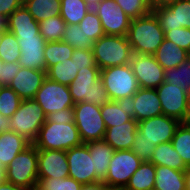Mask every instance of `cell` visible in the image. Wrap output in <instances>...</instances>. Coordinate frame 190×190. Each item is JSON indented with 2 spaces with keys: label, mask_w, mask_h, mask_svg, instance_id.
<instances>
[{
  "label": "cell",
  "mask_w": 190,
  "mask_h": 190,
  "mask_svg": "<svg viewBox=\"0 0 190 190\" xmlns=\"http://www.w3.org/2000/svg\"><path fill=\"white\" fill-rule=\"evenodd\" d=\"M127 38L133 54L146 55H154L165 39L164 31L152 11L131 20Z\"/></svg>",
  "instance_id": "obj_1"
},
{
  "label": "cell",
  "mask_w": 190,
  "mask_h": 190,
  "mask_svg": "<svg viewBox=\"0 0 190 190\" xmlns=\"http://www.w3.org/2000/svg\"><path fill=\"white\" fill-rule=\"evenodd\" d=\"M74 103L86 102L103 106L110 101L107 90L100 79L99 67H87L68 86Z\"/></svg>",
  "instance_id": "obj_2"
},
{
  "label": "cell",
  "mask_w": 190,
  "mask_h": 190,
  "mask_svg": "<svg viewBox=\"0 0 190 190\" xmlns=\"http://www.w3.org/2000/svg\"><path fill=\"white\" fill-rule=\"evenodd\" d=\"M32 144L37 149L67 151L83 141L75 123L56 124L46 119Z\"/></svg>",
  "instance_id": "obj_3"
},
{
  "label": "cell",
  "mask_w": 190,
  "mask_h": 190,
  "mask_svg": "<svg viewBox=\"0 0 190 190\" xmlns=\"http://www.w3.org/2000/svg\"><path fill=\"white\" fill-rule=\"evenodd\" d=\"M92 51L100 70L129 64L133 56L127 36L103 35L94 42Z\"/></svg>",
  "instance_id": "obj_4"
},
{
  "label": "cell",
  "mask_w": 190,
  "mask_h": 190,
  "mask_svg": "<svg viewBox=\"0 0 190 190\" xmlns=\"http://www.w3.org/2000/svg\"><path fill=\"white\" fill-rule=\"evenodd\" d=\"M6 181L30 190L38 183V149L30 144L6 167Z\"/></svg>",
  "instance_id": "obj_5"
},
{
  "label": "cell",
  "mask_w": 190,
  "mask_h": 190,
  "mask_svg": "<svg viewBox=\"0 0 190 190\" xmlns=\"http://www.w3.org/2000/svg\"><path fill=\"white\" fill-rule=\"evenodd\" d=\"M100 79L114 101L130 99L140 88L130 63L100 70Z\"/></svg>",
  "instance_id": "obj_6"
},
{
  "label": "cell",
  "mask_w": 190,
  "mask_h": 190,
  "mask_svg": "<svg viewBox=\"0 0 190 190\" xmlns=\"http://www.w3.org/2000/svg\"><path fill=\"white\" fill-rule=\"evenodd\" d=\"M45 122L46 115L36 101L22 100L18 110L10 118L9 129L32 144Z\"/></svg>",
  "instance_id": "obj_7"
},
{
  "label": "cell",
  "mask_w": 190,
  "mask_h": 190,
  "mask_svg": "<svg viewBox=\"0 0 190 190\" xmlns=\"http://www.w3.org/2000/svg\"><path fill=\"white\" fill-rule=\"evenodd\" d=\"M74 123L83 143L102 140L106 126L101 116V107L92 103L78 102L73 106Z\"/></svg>",
  "instance_id": "obj_8"
},
{
  "label": "cell",
  "mask_w": 190,
  "mask_h": 190,
  "mask_svg": "<svg viewBox=\"0 0 190 190\" xmlns=\"http://www.w3.org/2000/svg\"><path fill=\"white\" fill-rule=\"evenodd\" d=\"M33 100L41 106L46 117L51 113L73 108L75 104L67 85L60 84L47 77Z\"/></svg>",
  "instance_id": "obj_9"
},
{
  "label": "cell",
  "mask_w": 190,
  "mask_h": 190,
  "mask_svg": "<svg viewBox=\"0 0 190 190\" xmlns=\"http://www.w3.org/2000/svg\"><path fill=\"white\" fill-rule=\"evenodd\" d=\"M142 161L132 150H115L103 182L108 187H126Z\"/></svg>",
  "instance_id": "obj_10"
},
{
  "label": "cell",
  "mask_w": 190,
  "mask_h": 190,
  "mask_svg": "<svg viewBox=\"0 0 190 190\" xmlns=\"http://www.w3.org/2000/svg\"><path fill=\"white\" fill-rule=\"evenodd\" d=\"M156 91L161 101L163 115L176 118L180 122L190 121L189 93L165 81L156 88Z\"/></svg>",
  "instance_id": "obj_11"
},
{
  "label": "cell",
  "mask_w": 190,
  "mask_h": 190,
  "mask_svg": "<svg viewBox=\"0 0 190 190\" xmlns=\"http://www.w3.org/2000/svg\"><path fill=\"white\" fill-rule=\"evenodd\" d=\"M180 123L176 118L161 114L139 121L136 134L140 140H147L158 146L172 140Z\"/></svg>",
  "instance_id": "obj_12"
},
{
  "label": "cell",
  "mask_w": 190,
  "mask_h": 190,
  "mask_svg": "<svg viewBox=\"0 0 190 190\" xmlns=\"http://www.w3.org/2000/svg\"><path fill=\"white\" fill-rule=\"evenodd\" d=\"M69 177L82 185L93 184L101 180L96 176L94 163L86 143L66 151Z\"/></svg>",
  "instance_id": "obj_13"
},
{
  "label": "cell",
  "mask_w": 190,
  "mask_h": 190,
  "mask_svg": "<svg viewBox=\"0 0 190 190\" xmlns=\"http://www.w3.org/2000/svg\"><path fill=\"white\" fill-rule=\"evenodd\" d=\"M93 10L100 18L105 35L127 36L132 19L114 0H102Z\"/></svg>",
  "instance_id": "obj_14"
},
{
  "label": "cell",
  "mask_w": 190,
  "mask_h": 190,
  "mask_svg": "<svg viewBox=\"0 0 190 190\" xmlns=\"http://www.w3.org/2000/svg\"><path fill=\"white\" fill-rule=\"evenodd\" d=\"M140 88L156 89L164 81V68L154 55L133 54L130 61Z\"/></svg>",
  "instance_id": "obj_15"
},
{
  "label": "cell",
  "mask_w": 190,
  "mask_h": 190,
  "mask_svg": "<svg viewBox=\"0 0 190 190\" xmlns=\"http://www.w3.org/2000/svg\"><path fill=\"white\" fill-rule=\"evenodd\" d=\"M20 46L21 67L46 71L45 44L46 40L41 35L16 36Z\"/></svg>",
  "instance_id": "obj_16"
},
{
  "label": "cell",
  "mask_w": 190,
  "mask_h": 190,
  "mask_svg": "<svg viewBox=\"0 0 190 190\" xmlns=\"http://www.w3.org/2000/svg\"><path fill=\"white\" fill-rule=\"evenodd\" d=\"M163 31L190 29V0H178L167 7L152 9Z\"/></svg>",
  "instance_id": "obj_17"
},
{
  "label": "cell",
  "mask_w": 190,
  "mask_h": 190,
  "mask_svg": "<svg viewBox=\"0 0 190 190\" xmlns=\"http://www.w3.org/2000/svg\"><path fill=\"white\" fill-rule=\"evenodd\" d=\"M132 117L137 121L163 114L156 89L139 88L130 98Z\"/></svg>",
  "instance_id": "obj_18"
},
{
  "label": "cell",
  "mask_w": 190,
  "mask_h": 190,
  "mask_svg": "<svg viewBox=\"0 0 190 190\" xmlns=\"http://www.w3.org/2000/svg\"><path fill=\"white\" fill-rule=\"evenodd\" d=\"M68 162L64 150L38 149V178H67Z\"/></svg>",
  "instance_id": "obj_19"
},
{
  "label": "cell",
  "mask_w": 190,
  "mask_h": 190,
  "mask_svg": "<svg viewBox=\"0 0 190 190\" xmlns=\"http://www.w3.org/2000/svg\"><path fill=\"white\" fill-rule=\"evenodd\" d=\"M46 77V71L44 70L21 67L9 87L15 91L22 100L34 99Z\"/></svg>",
  "instance_id": "obj_20"
},
{
  "label": "cell",
  "mask_w": 190,
  "mask_h": 190,
  "mask_svg": "<svg viewBox=\"0 0 190 190\" xmlns=\"http://www.w3.org/2000/svg\"><path fill=\"white\" fill-rule=\"evenodd\" d=\"M138 122L132 117L124 124L106 128L103 140L114 150H131Z\"/></svg>",
  "instance_id": "obj_21"
},
{
  "label": "cell",
  "mask_w": 190,
  "mask_h": 190,
  "mask_svg": "<svg viewBox=\"0 0 190 190\" xmlns=\"http://www.w3.org/2000/svg\"><path fill=\"white\" fill-rule=\"evenodd\" d=\"M8 31L15 36L40 35L39 23L33 18L24 5L7 17Z\"/></svg>",
  "instance_id": "obj_22"
},
{
  "label": "cell",
  "mask_w": 190,
  "mask_h": 190,
  "mask_svg": "<svg viewBox=\"0 0 190 190\" xmlns=\"http://www.w3.org/2000/svg\"><path fill=\"white\" fill-rule=\"evenodd\" d=\"M101 116L106 128L128 122L132 118L130 99L110 100L101 106Z\"/></svg>",
  "instance_id": "obj_23"
},
{
  "label": "cell",
  "mask_w": 190,
  "mask_h": 190,
  "mask_svg": "<svg viewBox=\"0 0 190 190\" xmlns=\"http://www.w3.org/2000/svg\"><path fill=\"white\" fill-rule=\"evenodd\" d=\"M31 143L15 132L0 134V166L6 168Z\"/></svg>",
  "instance_id": "obj_24"
},
{
  "label": "cell",
  "mask_w": 190,
  "mask_h": 190,
  "mask_svg": "<svg viewBox=\"0 0 190 190\" xmlns=\"http://www.w3.org/2000/svg\"><path fill=\"white\" fill-rule=\"evenodd\" d=\"M94 163L96 176L103 181L109 169V163L115 150L103 139L86 143Z\"/></svg>",
  "instance_id": "obj_25"
},
{
  "label": "cell",
  "mask_w": 190,
  "mask_h": 190,
  "mask_svg": "<svg viewBox=\"0 0 190 190\" xmlns=\"http://www.w3.org/2000/svg\"><path fill=\"white\" fill-rule=\"evenodd\" d=\"M154 190H186L185 171L155 165Z\"/></svg>",
  "instance_id": "obj_26"
},
{
  "label": "cell",
  "mask_w": 190,
  "mask_h": 190,
  "mask_svg": "<svg viewBox=\"0 0 190 190\" xmlns=\"http://www.w3.org/2000/svg\"><path fill=\"white\" fill-rule=\"evenodd\" d=\"M154 56L164 70H167L178 67L190 56V53L177 46L173 41L164 39Z\"/></svg>",
  "instance_id": "obj_27"
},
{
  "label": "cell",
  "mask_w": 190,
  "mask_h": 190,
  "mask_svg": "<svg viewBox=\"0 0 190 190\" xmlns=\"http://www.w3.org/2000/svg\"><path fill=\"white\" fill-rule=\"evenodd\" d=\"M149 162L154 165L167 166L179 171H185L188 168L179 153L174 149L171 141L156 146Z\"/></svg>",
  "instance_id": "obj_28"
},
{
  "label": "cell",
  "mask_w": 190,
  "mask_h": 190,
  "mask_svg": "<svg viewBox=\"0 0 190 190\" xmlns=\"http://www.w3.org/2000/svg\"><path fill=\"white\" fill-rule=\"evenodd\" d=\"M23 5L38 23L60 15L61 0H23Z\"/></svg>",
  "instance_id": "obj_29"
},
{
  "label": "cell",
  "mask_w": 190,
  "mask_h": 190,
  "mask_svg": "<svg viewBox=\"0 0 190 190\" xmlns=\"http://www.w3.org/2000/svg\"><path fill=\"white\" fill-rule=\"evenodd\" d=\"M155 165L151 162H142L131 176L126 188L128 190H154Z\"/></svg>",
  "instance_id": "obj_30"
},
{
  "label": "cell",
  "mask_w": 190,
  "mask_h": 190,
  "mask_svg": "<svg viewBox=\"0 0 190 190\" xmlns=\"http://www.w3.org/2000/svg\"><path fill=\"white\" fill-rule=\"evenodd\" d=\"M90 9L85 0H61L60 16L66 24L78 25Z\"/></svg>",
  "instance_id": "obj_31"
},
{
  "label": "cell",
  "mask_w": 190,
  "mask_h": 190,
  "mask_svg": "<svg viewBox=\"0 0 190 190\" xmlns=\"http://www.w3.org/2000/svg\"><path fill=\"white\" fill-rule=\"evenodd\" d=\"M73 52L74 49L64 41L46 42L44 51L46 71L58 62L70 59Z\"/></svg>",
  "instance_id": "obj_32"
},
{
  "label": "cell",
  "mask_w": 190,
  "mask_h": 190,
  "mask_svg": "<svg viewBox=\"0 0 190 190\" xmlns=\"http://www.w3.org/2000/svg\"><path fill=\"white\" fill-rule=\"evenodd\" d=\"M166 83L177 86L187 93H190V56L178 67L164 70Z\"/></svg>",
  "instance_id": "obj_33"
},
{
  "label": "cell",
  "mask_w": 190,
  "mask_h": 190,
  "mask_svg": "<svg viewBox=\"0 0 190 190\" xmlns=\"http://www.w3.org/2000/svg\"><path fill=\"white\" fill-rule=\"evenodd\" d=\"M77 75V67L71 58L62 63L58 62L46 71L47 78L67 86L72 83Z\"/></svg>",
  "instance_id": "obj_34"
},
{
  "label": "cell",
  "mask_w": 190,
  "mask_h": 190,
  "mask_svg": "<svg viewBox=\"0 0 190 190\" xmlns=\"http://www.w3.org/2000/svg\"><path fill=\"white\" fill-rule=\"evenodd\" d=\"M183 162L190 167V122H181L171 140Z\"/></svg>",
  "instance_id": "obj_35"
},
{
  "label": "cell",
  "mask_w": 190,
  "mask_h": 190,
  "mask_svg": "<svg viewBox=\"0 0 190 190\" xmlns=\"http://www.w3.org/2000/svg\"><path fill=\"white\" fill-rule=\"evenodd\" d=\"M66 22L58 15L39 22L40 35L47 42L62 41Z\"/></svg>",
  "instance_id": "obj_36"
},
{
  "label": "cell",
  "mask_w": 190,
  "mask_h": 190,
  "mask_svg": "<svg viewBox=\"0 0 190 190\" xmlns=\"http://www.w3.org/2000/svg\"><path fill=\"white\" fill-rule=\"evenodd\" d=\"M0 58L4 63L18 62L20 58L18 39L9 31L0 34Z\"/></svg>",
  "instance_id": "obj_37"
},
{
  "label": "cell",
  "mask_w": 190,
  "mask_h": 190,
  "mask_svg": "<svg viewBox=\"0 0 190 190\" xmlns=\"http://www.w3.org/2000/svg\"><path fill=\"white\" fill-rule=\"evenodd\" d=\"M62 41L69 44L73 49H92L94 44L83 30L74 24L66 25Z\"/></svg>",
  "instance_id": "obj_38"
},
{
  "label": "cell",
  "mask_w": 190,
  "mask_h": 190,
  "mask_svg": "<svg viewBox=\"0 0 190 190\" xmlns=\"http://www.w3.org/2000/svg\"><path fill=\"white\" fill-rule=\"evenodd\" d=\"M78 26L93 42L105 35L100 18L93 9L88 11Z\"/></svg>",
  "instance_id": "obj_39"
},
{
  "label": "cell",
  "mask_w": 190,
  "mask_h": 190,
  "mask_svg": "<svg viewBox=\"0 0 190 190\" xmlns=\"http://www.w3.org/2000/svg\"><path fill=\"white\" fill-rule=\"evenodd\" d=\"M22 99L9 86H0V112L2 116H11L18 110Z\"/></svg>",
  "instance_id": "obj_40"
},
{
  "label": "cell",
  "mask_w": 190,
  "mask_h": 190,
  "mask_svg": "<svg viewBox=\"0 0 190 190\" xmlns=\"http://www.w3.org/2000/svg\"><path fill=\"white\" fill-rule=\"evenodd\" d=\"M82 184L71 177L38 178L37 188L40 190H81Z\"/></svg>",
  "instance_id": "obj_41"
},
{
  "label": "cell",
  "mask_w": 190,
  "mask_h": 190,
  "mask_svg": "<svg viewBox=\"0 0 190 190\" xmlns=\"http://www.w3.org/2000/svg\"><path fill=\"white\" fill-rule=\"evenodd\" d=\"M132 20L152 11L149 0H114Z\"/></svg>",
  "instance_id": "obj_42"
},
{
  "label": "cell",
  "mask_w": 190,
  "mask_h": 190,
  "mask_svg": "<svg viewBox=\"0 0 190 190\" xmlns=\"http://www.w3.org/2000/svg\"><path fill=\"white\" fill-rule=\"evenodd\" d=\"M166 40L173 41L177 46L190 53V29L177 28L173 30L164 31Z\"/></svg>",
  "instance_id": "obj_43"
},
{
  "label": "cell",
  "mask_w": 190,
  "mask_h": 190,
  "mask_svg": "<svg viewBox=\"0 0 190 190\" xmlns=\"http://www.w3.org/2000/svg\"><path fill=\"white\" fill-rule=\"evenodd\" d=\"M157 145L147 140H140L135 134L131 150L138 156L142 162H149L153 155V150Z\"/></svg>",
  "instance_id": "obj_44"
},
{
  "label": "cell",
  "mask_w": 190,
  "mask_h": 190,
  "mask_svg": "<svg viewBox=\"0 0 190 190\" xmlns=\"http://www.w3.org/2000/svg\"><path fill=\"white\" fill-rule=\"evenodd\" d=\"M71 59L75 63L77 71L87 67H98L92 49H74Z\"/></svg>",
  "instance_id": "obj_45"
},
{
  "label": "cell",
  "mask_w": 190,
  "mask_h": 190,
  "mask_svg": "<svg viewBox=\"0 0 190 190\" xmlns=\"http://www.w3.org/2000/svg\"><path fill=\"white\" fill-rule=\"evenodd\" d=\"M20 68L21 65L18 62L4 63L0 74V86H9Z\"/></svg>",
  "instance_id": "obj_46"
},
{
  "label": "cell",
  "mask_w": 190,
  "mask_h": 190,
  "mask_svg": "<svg viewBox=\"0 0 190 190\" xmlns=\"http://www.w3.org/2000/svg\"><path fill=\"white\" fill-rule=\"evenodd\" d=\"M46 119L56 124L74 123V110L73 108L63 109L49 114Z\"/></svg>",
  "instance_id": "obj_47"
},
{
  "label": "cell",
  "mask_w": 190,
  "mask_h": 190,
  "mask_svg": "<svg viewBox=\"0 0 190 190\" xmlns=\"http://www.w3.org/2000/svg\"><path fill=\"white\" fill-rule=\"evenodd\" d=\"M23 5V0H0V15L9 17L16 9Z\"/></svg>",
  "instance_id": "obj_48"
},
{
  "label": "cell",
  "mask_w": 190,
  "mask_h": 190,
  "mask_svg": "<svg viewBox=\"0 0 190 190\" xmlns=\"http://www.w3.org/2000/svg\"><path fill=\"white\" fill-rule=\"evenodd\" d=\"M177 1L178 0H149L151 9L167 7Z\"/></svg>",
  "instance_id": "obj_49"
},
{
  "label": "cell",
  "mask_w": 190,
  "mask_h": 190,
  "mask_svg": "<svg viewBox=\"0 0 190 190\" xmlns=\"http://www.w3.org/2000/svg\"><path fill=\"white\" fill-rule=\"evenodd\" d=\"M107 187V184H105L103 181H100L93 184L83 185L81 190H106Z\"/></svg>",
  "instance_id": "obj_50"
},
{
  "label": "cell",
  "mask_w": 190,
  "mask_h": 190,
  "mask_svg": "<svg viewBox=\"0 0 190 190\" xmlns=\"http://www.w3.org/2000/svg\"><path fill=\"white\" fill-rule=\"evenodd\" d=\"M9 124H10V118L7 116H2L0 112V134L5 132H10Z\"/></svg>",
  "instance_id": "obj_51"
},
{
  "label": "cell",
  "mask_w": 190,
  "mask_h": 190,
  "mask_svg": "<svg viewBox=\"0 0 190 190\" xmlns=\"http://www.w3.org/2000/svg\"><path fill=\"white\" fill-rule=\"evenodd\" d=\"M0 190H28V189L16 186L13 183L5 181L2 184H0Z\"/></svg>",
  "instance_id": "obj_52"
},
{
  "label": "cell",
  "mask_w": 190,
  "mask_h": 190,
  "mask_svg": "<svg viewBox=\"0 0 190 190\" xmlns=\"http://www.w3.org/2000/svg\"><path fill=\"white\" fill-rule=\"evenodd\" d=\"M8 31L7 17L0 15V34Z\"/></svg>",
  "instance_id": "obj_53"
},
{
  "label": "cell",
  "mask_w": 190,
  "mask_h": 190,
  "mask_svg": "<svg viewBox=\"0 0 190 190\" xmlns=\"http://www.w3.org/2000/svg\"><path fill=\"white\" fill-rule=\"evenodd\" d=\"M186 190H190V167L185 170Z\"/></svg>",
  "instance_id": "obj_54"
},
{
  "label": "cell",
  "mask_w": 190,
  "mask_h": 190,
  "mask_svg": "<svg viewBox=\"0 0 190 190\" xmlns=\"http://www.w3.org/2000/svg\"><path fill=\"white\" fill-rule=\"evenodd\" d=\"M102 0H85L87 5L91 8L94 9Z\"/></svg>",
  "instance_id": "obj_55"
},
{
  "label": "cell",
  "mask_w": 190,
  "mask_h": 190,
  "mask_svg": "<svg viewBox=\"0 0 190 190\" xmlns=\"http://www.w3.org/2000/svg\"><path fill=\"white\" fill-rule=\"evenodd\" d=\"M6 181V168L0 166V184Z\"/></svg>",
  "instance_id": "obj_56"
},
{
  "label": "cell",
  "mask_w": 190,
  "mask_h": 190,
  "mask_svg": "<svg viewBox=\"0 0 190 190\" xmlns=\"http://www.w3.org/2000/svg\"><path fill=\"white\" fill-rule=\"evenodd\" d=\"M106 190H128L126 187H107Z\"/></svg>",
  "instance_id": "obj_57"
},
{
  "label": "cell",
  "mask_w": 190,
  "mask_h": 190,
  "mask_svg": "<svg viewBox=\"0 0 190 190\" xmlns=\"http://www.w3.org/2000/svg\"><path fill=\"white\" fill-rule=\"evenodd\" d=\"M3 65H4V62H3V60L0 58V74H1V71H2Z\"/></svg>",
  "instance_id": "obj_58"
},
{
  "label": "cell",
  "mask_w": 190,
  "mask_h": 190,
  "mask_svg": "<svg viewBox=\"0 0 190 190\" xmlns=\"http://www.w3.org/2000/svg\"><path fill=\"white\" fill-rule=\"evenodd\" d=\"M30 190H40L37 187L31 188Z\"/></svg>",
  "instance_id": "obj_59"
},
{
  "label": "cell",
  "mask_w": 190,
  "mask_h": 190,
  "mask_svg": "<svg viewBox=\"0 0 190 190\" xmlns=\"http://www.w3.org/2000/svg\"><path fill=\"white\" fill-rule=\"evenodd\" d=\"M189 110H190V93H189Z\"/></svg>",
  "instance_id": "obj_60"
}]
</instances>
